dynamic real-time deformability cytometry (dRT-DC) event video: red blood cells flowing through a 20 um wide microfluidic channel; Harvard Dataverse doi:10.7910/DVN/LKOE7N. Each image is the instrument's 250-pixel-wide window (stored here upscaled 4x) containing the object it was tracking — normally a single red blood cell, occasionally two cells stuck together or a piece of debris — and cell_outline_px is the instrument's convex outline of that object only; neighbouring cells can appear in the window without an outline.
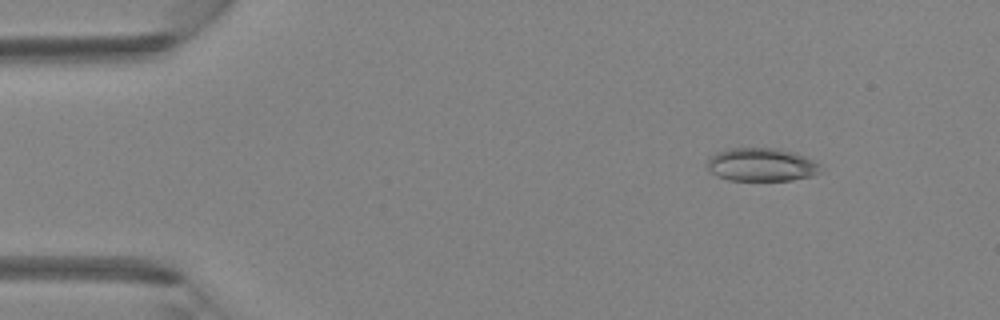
{"species": "Egyptian fruit bat (a non-hibernating species)", "species_latin": "Rousettus aegyptiacus", "temperature_condition": "room temperature", "stored_images_in_passage": 4, "camera_frame_rate_fps": 3000, "um_per_image_px": 0.085, "animal": {"sex": "female"}, "frame": {"image": 1, "passage_image": 2, "time_ms": 0.333, "image_size_px": [1000, 320], "cell_outline_px": [[820, 172], [812, 176], [792, 180], [728, 180], [716, 176], [708, 168], [708, 160], [716, 152], [728, 148], [776, 148], [796, 152], [816, 160], [820, 164]], "centroid_in_image_um": [64.76, 13.99], "position_along_channel_um": 20.2, "area_um2": 22.14}}